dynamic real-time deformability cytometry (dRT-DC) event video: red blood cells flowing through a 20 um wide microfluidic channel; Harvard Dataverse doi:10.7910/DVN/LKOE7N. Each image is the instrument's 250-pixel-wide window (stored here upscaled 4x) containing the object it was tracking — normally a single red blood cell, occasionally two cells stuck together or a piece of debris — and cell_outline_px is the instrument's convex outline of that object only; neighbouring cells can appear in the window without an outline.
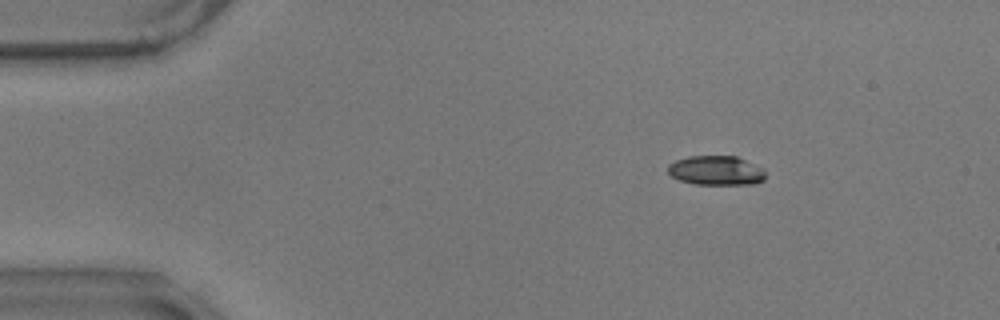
{"species": "common noctule bat (a hibernating species)", "species_latin": "Nyctalus noctula", "temperature_condition": "warm", "stored_images_in_passage": 50, "camera_frame_rate_fps": 3000, "um_per_image_px": 0.085, "animal": {"sex": "male", "body_mass_g": 17.9}, "frame": {"image": 1, "passage_image": 1, "time_ms": 0.0, "image_size_px": [1000, 320], "cell_outline_px": [[764, 180], [756, 184], [696, 184], [680, 180], [672, 176], [668, 172], [668, 164], [676, 160], [688, 156], [736, 156], [764, 168]], "centroid_in_image_um": [60.88, 14.49], "position_along_channel_um": 24.1, "area_um2": 16.7}}
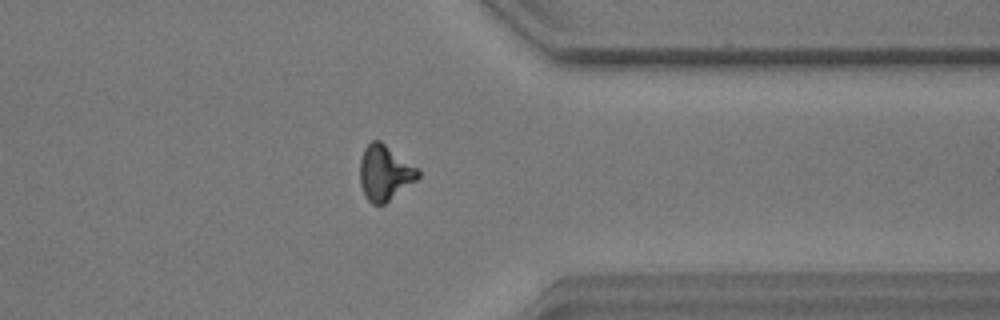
{"frame": {"image": 2, "passage_image": 38, "time_ms": 12.333, "image_size_px": [1000, 320], "cell_outline_px": [[420, 176], [416, 180], [384, 204], [372, 204], [364, 196], [360, 184], [360, 160], [364, 148], [372, 140], [380, 140], [416, 168], [420, 172]], "centroid_in_image_um": [32.66, 14.7], "position_along_channel_um": 378.7, "area_um2": 18.44}}
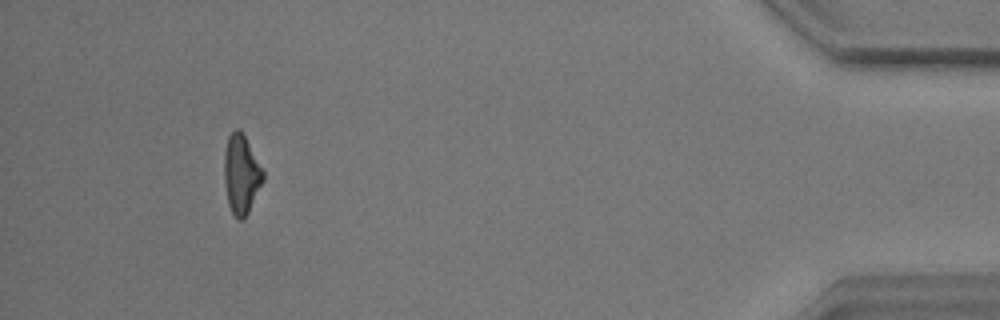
{"frame": {"image": 3, "passage_image": 46, "time_ms": 15.0, "image_size_px": [1000, 320], "cell_outline_px": [[264, 180], [244, 220], [240, 220], [232, 212], [228, 204], [224, 180], [224, 152], [228, 136], [236, 128], [240, 128], [264, 168]], "centroid_in_image_um": [20.52, 14.78], "position_along_channel_um": 414.7, "area_um2": 18.15}, "authors_computed_cell_mechanics": {"area_um2": 18.0625, "velocity_mm_per_s": 3.5093, "shape_relaxation_time_tau1_ms": 4.4838, "shape_relaxation_time_tau2_ms": 1.705, "deformation_change_tau1": 0.1615, "deformation_change_tau2": 0.0709}}